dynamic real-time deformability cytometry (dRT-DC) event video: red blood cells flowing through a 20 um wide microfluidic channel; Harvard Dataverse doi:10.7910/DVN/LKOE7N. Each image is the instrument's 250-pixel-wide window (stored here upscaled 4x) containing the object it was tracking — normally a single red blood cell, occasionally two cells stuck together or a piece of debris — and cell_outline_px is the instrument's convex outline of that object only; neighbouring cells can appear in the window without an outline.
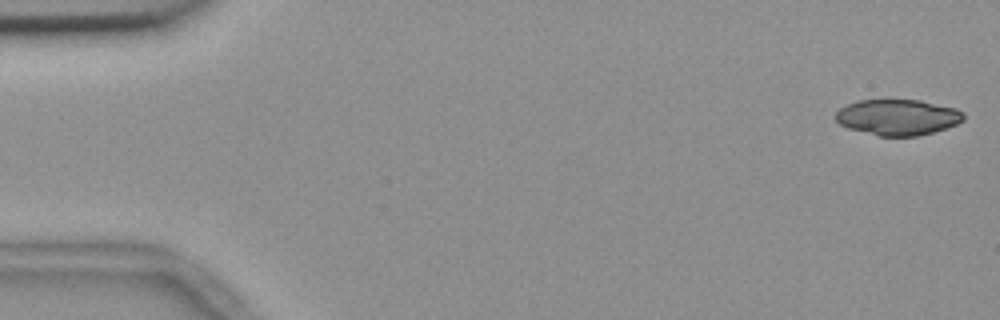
{"species": "common noctule bat (a hibernating species)", "species_latin": "Nyctalus noctula", "temperature_condition": "room temperature", "stored_images_in_passage": 54, "camera_frame_rate_fps": 3000, "um_per_image_px": 0.085, "animal": {"sex": "female", "body_mass_g": 18.4}, "frame": {"image": 1, "passage_image": 1, "time_ms": 0.0, "image_size_px": [1000, 320], "cell_outline_px": [[964, 120], [956, 124], [932, 132], [916, 136], [880, 136], [848, 128], [840, 124], [836, 120], [836, 112], [840, 108], [856, 100], [920, 100], [956, 108], [964, 112]], "centroid_in_image_um": [76.31, 9.95], "position_along_channel_um": 8.7, "area_um2": 26.59}}
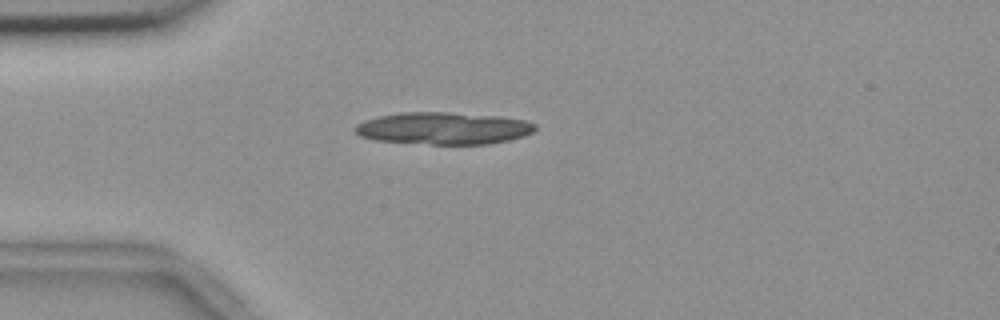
{"frame": {"image": 2, "passage_image": 14, "time_ms": 4.333, "image_size_px": [1000, 320], "cell_outline_px": [[536, 128], [532, 132], [524, 136], [508, 140], [488, 144], [432, 144], [376, 140], [360, 136], [352, 128], [356, 124], [364, 120], [380, 116], [400, 112], [448, 112], [500, 116], [524, 120], [536, 124]], "centroid_in_image_um": [37.69, 10.9], "position_along_channel_um": 47.3, "area_um2": 33.76}, "authors_computed_cell_mechanics": {"area_um2": 28.5821, "velocity_mm_per_s": 3.6886, "shape_relaxation_time_tau1_ms": 0.2615, "shape_relaxation_time_tau2_ms": null, "deformation_change_tau1": 0.237, "deformation_change_tau2": null}}